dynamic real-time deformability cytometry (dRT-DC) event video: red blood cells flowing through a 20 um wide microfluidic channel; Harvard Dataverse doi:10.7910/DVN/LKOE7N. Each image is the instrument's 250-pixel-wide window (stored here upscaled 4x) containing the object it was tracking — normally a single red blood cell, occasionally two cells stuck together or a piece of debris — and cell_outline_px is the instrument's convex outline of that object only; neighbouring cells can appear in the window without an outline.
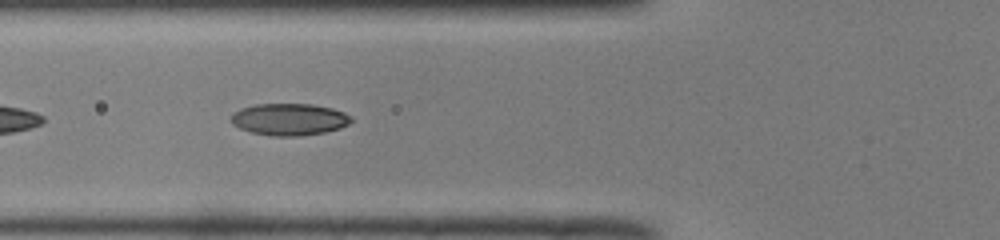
{"species": "common noctule bat (a hibernating species)", "species_latin": "Nyctalus noctula", "temperature_condition": "room temperature", "stored_images_in_passage": 39, "camera_frame_rate_fps": 3000, "um_per_image_px": 0.085, "animal": {"sex": "male", "body_mass_g": 19.0, "forearm_length_mm": 50.8}, "frame": {"image": 1, "passage_image": 20, "time_ms": 6.333, "image_size_px": [1000, 240], "cell_outline_px": [[352, 120], [348, 124], [340, 128], [324, 132], [300, 136], [272, 136], [252, 132], [240, 128], [232, 124], [228, 120], [232, 112], [240, 108], [256, 104], [312, 104], [332, 108], [344, 112], [352, 116]], "centroid_in_image_um": [24.55, 10.14], "position_along_channel_um": 101.2, "area_um2": 22.54}}
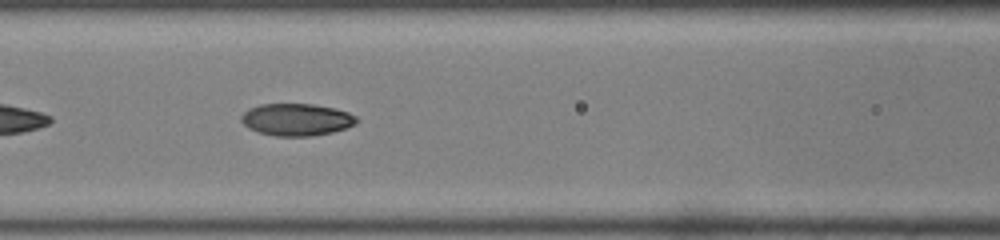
{"frame": {"image": 2, "passage_image": 23, "time_ms": 7.333, "image_size_px": [1000, 240], "cell_outline_px": [[360, 120], [356, 124], [332, 132], [312, 136], [276, 136], [256, 132], [248, 128], [240, 120], [240, 116], [248, 108], [260, 104], [312, 104], [332, 108], [348, 112], [356, 116]], "centroid_in_image_um": [25.18, 10.17], "position_along_channel_um": 141.4, "area_um2": 21.73}}
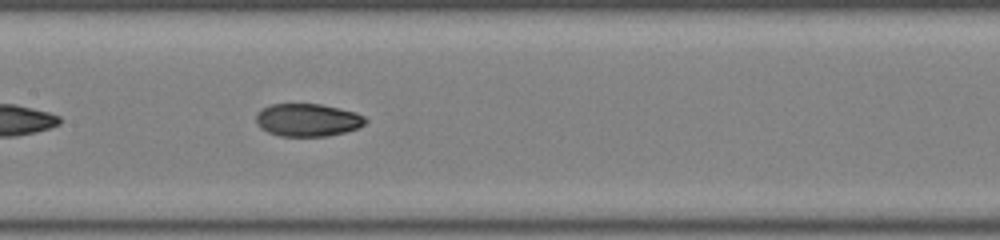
{"frame": {"image": 3, "passage_image": 26, "time_ms": 8.333, "image_size_px": [1000, 240], "cell_outline_px": [[368, 120], [364, 124], [356, 128], [344, 132], [328, 136], [280, 136], [268, 132], [260, 128], [256, 124], [256, 116], [260, 108], [272, 104], [320, 104], [356, 112], [364, 116]], "centroid_in_image_um": [26.12, 10.2], "position_along_channel_um": 181.3, "area_um2": 20.92}}